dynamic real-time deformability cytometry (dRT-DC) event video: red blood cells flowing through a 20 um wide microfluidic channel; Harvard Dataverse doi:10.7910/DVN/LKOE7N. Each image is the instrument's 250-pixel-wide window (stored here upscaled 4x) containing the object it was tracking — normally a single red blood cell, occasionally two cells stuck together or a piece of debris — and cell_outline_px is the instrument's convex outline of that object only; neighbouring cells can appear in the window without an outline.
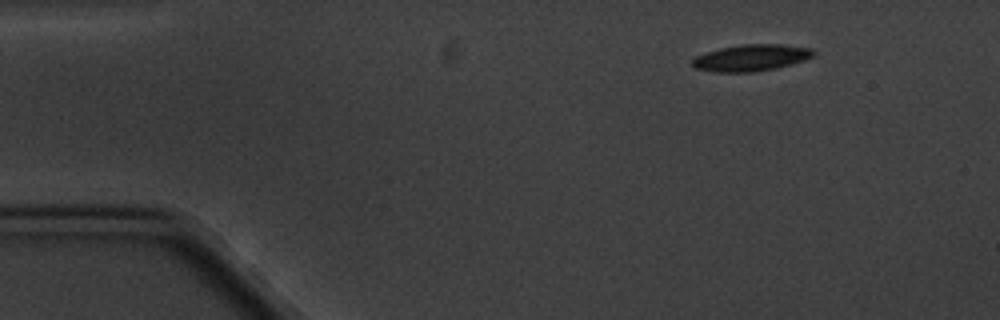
{"species": "common noctule bat (a hibernating species)", "species_latin": "Nyctalus noctula", "temperature_condition": "cold", "stored_images_in_passage": 4, "camera_frame_rate_fps": 3000, "um_per_image_px": 0.085, "animal": {"sex": "male", "body_mass_g": 20.1, "forearm_length_mm": 53.5}, "frame": {"image": 1, "passage_image": 1, "time_ms": 0.0, "image_size_px": [1000, 320], "cell_outline_px": [[816, 56], [792, 64], [776, 68], [756, 72], [716, 72], [696, 68], [692, 64], [692, 60], [696, 56], [704, 52], [720, 48], [744, 44], [784, 44], [812, 48], [816, 52]], "centroid_in_image_um": [63.9, 4.9], "position_along_channel_um": 21.1, "area_um2": 18.96}}
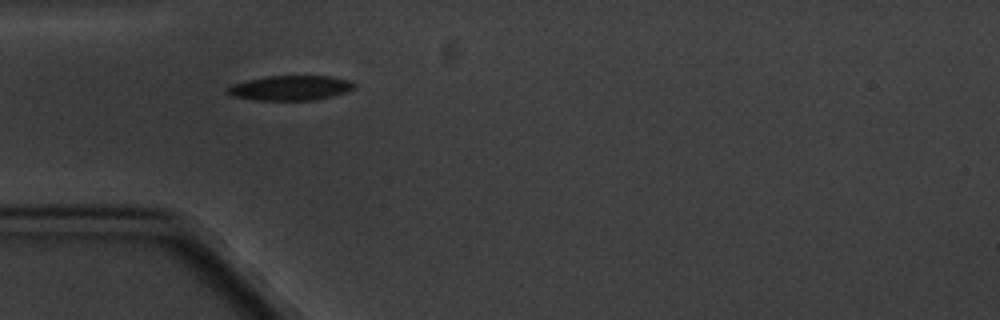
{"frame": {"image": 2, "passage_image": 4, "time_ms": 3.333, "image_size_px": [1000, 320], "cell_outline_px": [[356, 88], [332, 96], [312, 100], [256, 100], [232, 96], [228, 92], [228, 88], [232, 84], [248, 80], [268, 76], [332, 76], [348, 80], [356, 84]], "centroid_in_image_um": [24.71, 7.47], "position_along_channel_um": 60.3, "area_um2": 18.15}}